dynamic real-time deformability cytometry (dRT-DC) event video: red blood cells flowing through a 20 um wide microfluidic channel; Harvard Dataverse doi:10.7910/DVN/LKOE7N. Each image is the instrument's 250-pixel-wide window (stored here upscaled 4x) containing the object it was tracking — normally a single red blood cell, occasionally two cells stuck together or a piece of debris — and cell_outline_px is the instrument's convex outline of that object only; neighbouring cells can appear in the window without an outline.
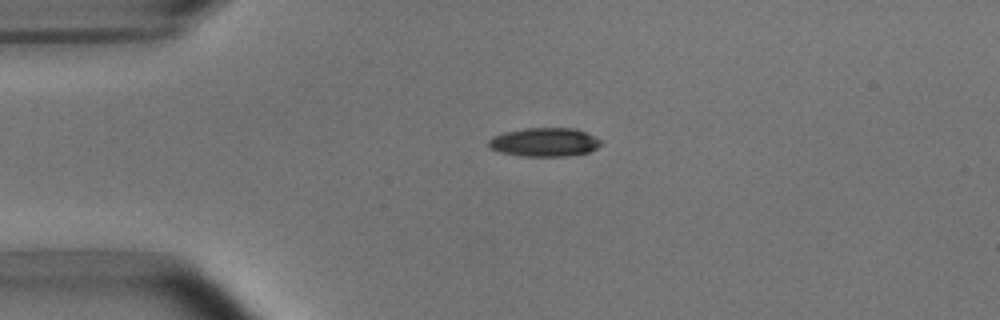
{"species": "common noctule bat (a hibernating species)", "species_latin": "Nyctalus noctula", "temperature_condition": "room temperature", "stored_images_in_passage": 4, "camera_frame_rate_fps": 3000, "um_per_image_px": 0.085, "animal": {"sex": "male", "body_mass_g": 15.6}, "frame": {"image": 1, "passage_image": 3, "time_ms": 2.333, "image_size_px": [1000, 320], "cell_outline_px": [[604, 140], [596, 148], [588, 152], [568, 156], [524, 156], [500, 152], [492, 148], [488, 144], [488, 140], [492, 136], [504, 132], [524, 128], [576, 128]], "centroid_in_image_um": [46.3, 12.07], "position_along_channel_um": 38.7, "area_um2": 18.84}}